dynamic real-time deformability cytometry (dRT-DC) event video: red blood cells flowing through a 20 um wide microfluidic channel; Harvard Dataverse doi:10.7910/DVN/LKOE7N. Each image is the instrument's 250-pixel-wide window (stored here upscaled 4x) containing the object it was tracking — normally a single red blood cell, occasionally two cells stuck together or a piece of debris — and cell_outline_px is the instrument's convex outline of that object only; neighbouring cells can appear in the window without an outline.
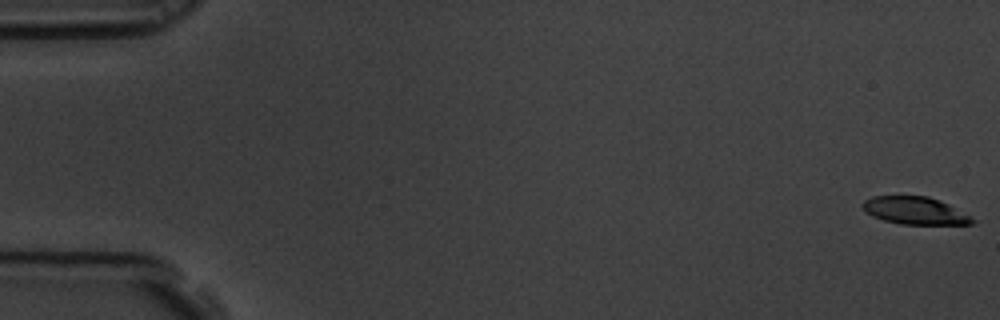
{"species": "common noctule bat (a hibernating species)", "species_latin": "Nyctalus noctula", "temperature_condition": "room temperature", "stored_images_in_passage": 27, "camera_frame_rate_fps": 3000, "um_per_image_px": 0.085, "animal": {"sex": "male", "body_mass_g": 19.5, "forearm_length_mm": 54.6}, "frame": {"image": 1, "passage_image": 1, "time_ms": 0.0, "image_size_px": [1000, 320], "cell_outline_px": [[976, 220], [972, 224], [900, 224], [884, 220], [872, 216], [864, 212], [860, 204], [864, 200], [872, 196], [928, 196], [940, 200], [948, 204]], "centroid_in_image_um": [77.71, 17.9], "position_along_channel_um": 7.3, "area_um2": 17.57}}
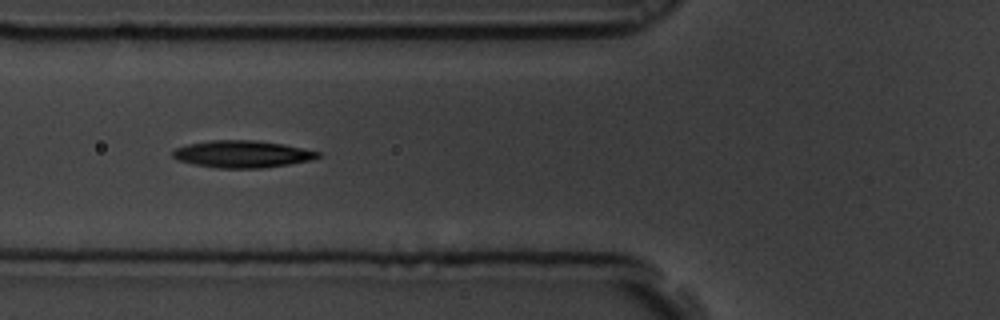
{"frame": {"image": 2, "passage_image": 23, "time_ms": 7.333, "image_size_px": [1000, 320], "cell_outline_px": [[320, 156], [312, 160], [288, 164], [260, 168], [216, 168], [196, 164], [180, 160], [172, 156], [172, 152], [176, 148], [188, 144], [212, 140], [256, 140], [284, 144], [320, 152]], "centroid_in_image_um": [20.61, 13.09], "position_along_channel_um": 105.2, "area_um2": 22.72}}
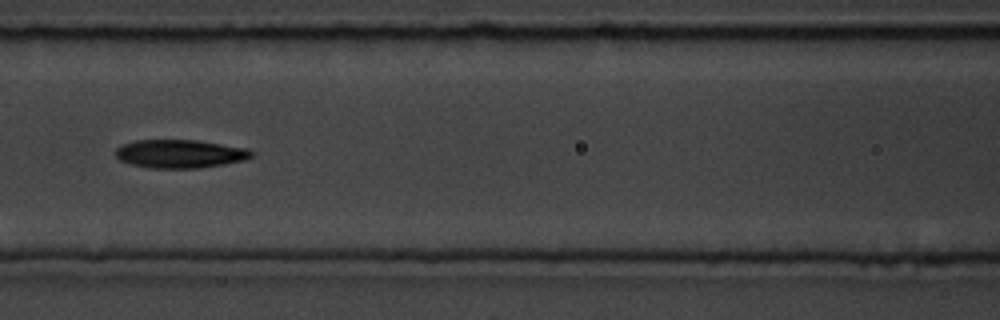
{"frame": {"image": 3, "passage_image": 27, "time_ms": 8.667, "image_size_px": [1000, 320], "cell_outline_px": [[256, 152], [252, 156], [244, 160], [224, 164], [200, 168], [148, 168], [128, 164], [120, 160], [116, 156], [116, 148], [124, 144], [136, 140], [196, 140], [248, 148]], "centroid_in_image_um": [15.31, 13.08], "position_along_channel_um": 151.3, "area_um2": 22.6}}